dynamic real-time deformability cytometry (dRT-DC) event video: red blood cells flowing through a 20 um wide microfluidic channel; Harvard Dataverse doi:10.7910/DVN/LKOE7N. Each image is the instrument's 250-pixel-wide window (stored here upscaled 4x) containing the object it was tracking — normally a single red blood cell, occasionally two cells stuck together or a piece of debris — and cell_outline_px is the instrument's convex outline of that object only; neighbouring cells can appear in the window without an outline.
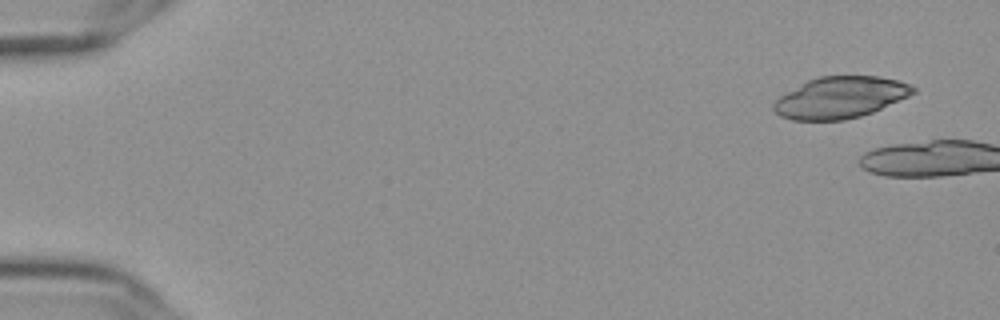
{"species": "Egyptian fruit bat (a non-hibernating species)", "species_latin": "Rousettus aegyptiacus", "temperature_condition": "cold", "stored_images_in_passage": 3, "camera_frame_rate_fps": 3000, "um_per_image_px": 0.085, "frame": {"image": 1, "passage_image": 1, "time_ms": 0.0, "image_size_px": [1000, 320], "cell_outline_px": [[916, 92], [908, 96], [872, 112], [860, 116], [844, 120], [792, 120], [780, 116], [772, 108], [772, 104], [780, 96], [808, 80], [820, 76], [880, 76], [896, 80], [908, 84], [916, 88]], "centroid_in_image_um": [71.41, 8.29], "position_along_channel_um": 13.6, "area_um2": 33.41}}